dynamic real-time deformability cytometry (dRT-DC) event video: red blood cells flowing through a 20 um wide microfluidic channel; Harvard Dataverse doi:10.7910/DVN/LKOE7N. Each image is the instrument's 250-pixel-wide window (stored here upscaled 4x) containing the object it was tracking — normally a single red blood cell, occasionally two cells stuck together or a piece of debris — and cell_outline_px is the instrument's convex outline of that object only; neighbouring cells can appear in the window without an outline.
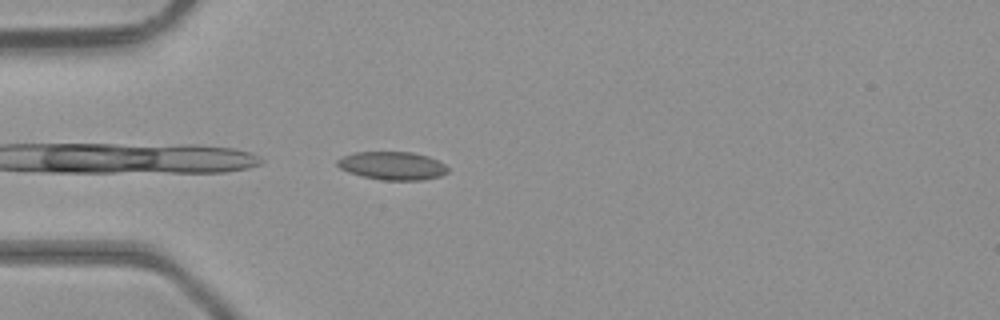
{"species": "common noctule bat (a hibernating species)", "species_latin": "Nyctalus noctula", "temperature_condition": "room temperature", "stored_images_in_passage": 21, "camera_frame_rate_fps": 3000, "um_per_image_px": 0.085, "animal": {"sex": "male", "body_mass_g": 23.1, "forearm_length_mm": 52.7}, "frame": {"image": 1, "passage_image": 1, "time_ms": 0.0, "image_size_px": [1000, 320], "cell_outline_px": [[448, 172], [440, 176], [424, 180], [384, 180], [364, 176], [348, 172], [340, 168], [336, 164], [336, 160], [352, 152], [412, 152], [428, 156], [444, 164], [448, 168]], "centroid_in_image_um": [33.35, 14.08], "position_along_channel_um": 51.7, "area_um2": 18.09}}
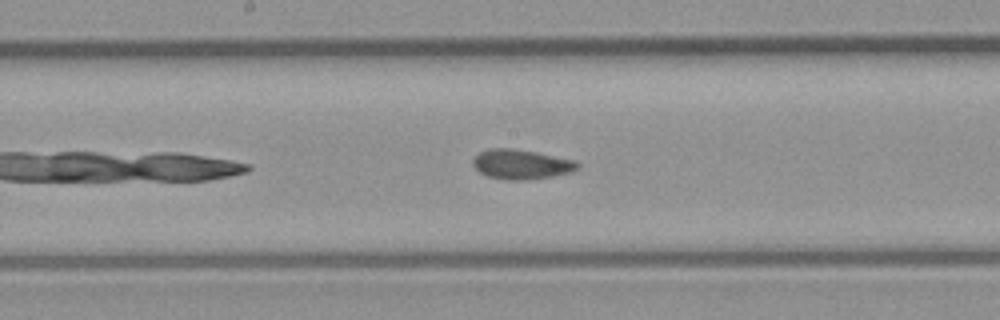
{"frame": {"image": 2, "passage_image": 12, "time_ms": 3.667, "image_size_px": [1000, 320], "cell_outline_px": [[580, 168], [572, 172], [552, 176], [528, 180], [508, 180], [488, 176], [480, 172], [472, 164], [472, 160], [480, 152], [488, 148], [512, 148], [536, 152], [576, 160], [580, 164]], "centroid_in_image_um": [44.34, 13.96], "position_along_channel_um": 203.9, "area_um2": 18.21}}
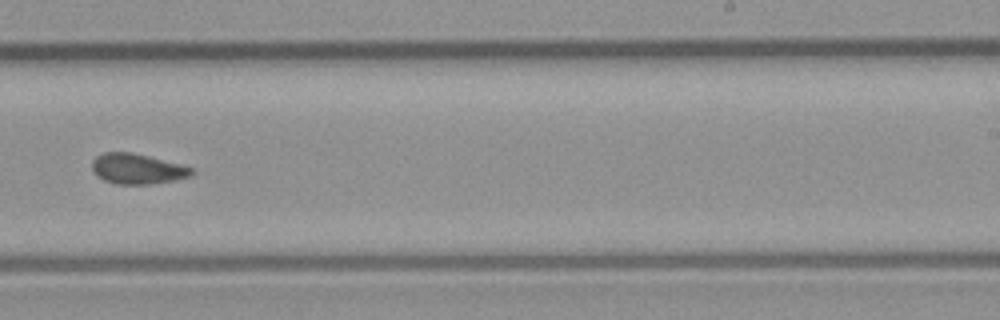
{"frame": {"image": 3, "passage_image": 17, "time_ms": 5.333, "image_size_px": [1000, 320], "cell_outline_px": [[196, 172], [192, 176], [176, 180], [148, 184], [116, 184], [104, 180], [96, 176], [92, 172], [92, 160], [96, 156], [104, 152], [132, 152], [196, 168]], "centroid_in_image_um": [11.69, 14.35], "position_along_channel_um": 277.3, "area_um2": 17.86}}